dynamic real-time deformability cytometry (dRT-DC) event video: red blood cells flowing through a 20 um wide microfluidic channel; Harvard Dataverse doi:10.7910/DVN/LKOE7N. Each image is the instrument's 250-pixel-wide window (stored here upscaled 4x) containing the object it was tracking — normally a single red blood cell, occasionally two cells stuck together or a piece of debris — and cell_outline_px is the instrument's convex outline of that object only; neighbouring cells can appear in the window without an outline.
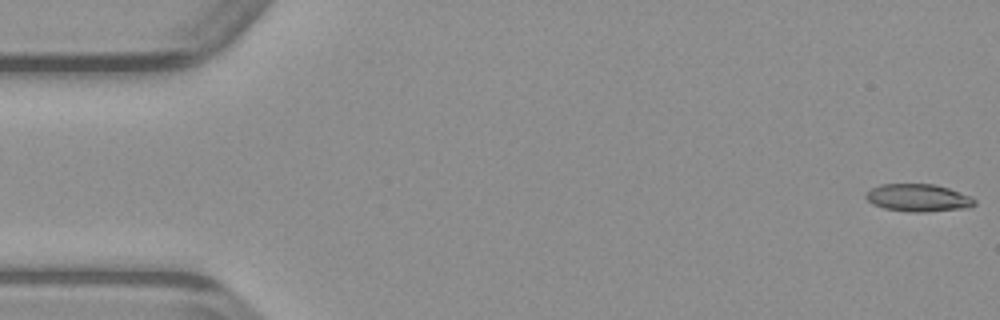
{"species": "common noctule bat (a hibernating species)", "species_latin": "Nyctalus noctula", "temperature_condition": "warm", "stored_images_in_passage": 10, "camera_frame_rate_fps": 3000, "um_per_image_px": 0.085, "animal": {"sex": "male", "body_mass_g": 23.1, "forearm_length_mm": 52.7}, "frame": {"image": 1, "passage_image": 1, "time_ms": 0.0, "image_size_px": [1000, 320], "cell_outline_px": [[976, 204], [968, 208], [924, 212], [908, 212], [884, 208], [872, 204], [864, 196], [872, 188], [880, 184], [936, 184], [972, 196], [976, 200]], "centroid_in_image_um": [78.08, 16.82], "position_along_channel_um": 6.9, "area_um2": 17.57}}